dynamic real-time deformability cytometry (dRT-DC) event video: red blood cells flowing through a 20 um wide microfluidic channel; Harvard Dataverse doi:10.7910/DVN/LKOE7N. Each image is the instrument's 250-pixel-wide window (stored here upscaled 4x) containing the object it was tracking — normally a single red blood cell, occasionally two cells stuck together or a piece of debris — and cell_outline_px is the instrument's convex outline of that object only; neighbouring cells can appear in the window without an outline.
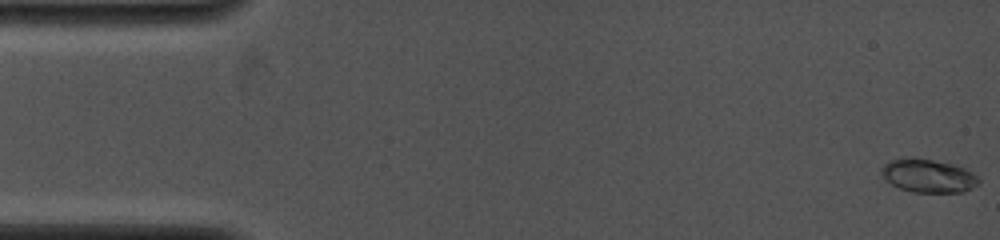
{"species": "common noctule bat (a hibernating species)", "species_latin": "Nyctalus noctula", "temperature_condition": "cold", "stored_images_in_passage": 16, "camera_frame_rate_fps": 4000, "um_per_image_px": 0.085, "animal": {"sex": "female", "body_mass_g": 19.0, "forearm_length_mm": 53.3}, "frame": {"image": 1, "passage_image": 1, "time_ms": 0.0, "image_size_px": [1000, 240], "cell_outline_px": [[980, 184], [964, 192], [912, 192], [900, 188], [892, 184], [884, 176], [880, 168], [884, 164], [892, 160], [912, 156], [956, 164], [972, 172], [980, 180]], "centroid_in_image_um": [78.94, 14.93], "position_along_channel_um": 6.1, "area_um2": 19.02}}
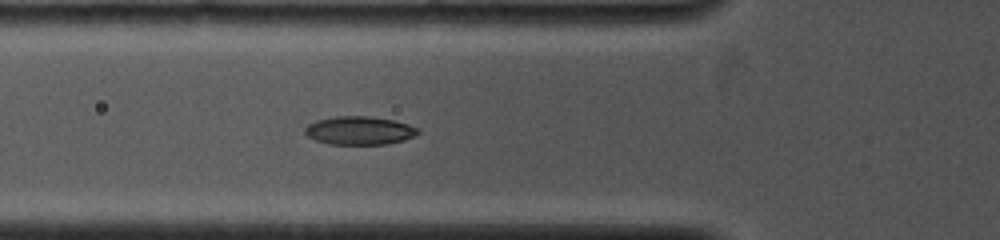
{"frame": {"image": 2, "passage_image": 13, "time_ms": 5.25, "image_size_px": [1000, 240], "cell_outline_px": [[420, 132], [416, 136], [404, 140], [384, 144], [328, 144], [316, 140], [308, 136], [304, 132], [304, 128], [308, 124], [316, 120], [336, 116], [368, 116], [392, 120], [408, 124], [420, 128]], "centroid_in_image_um": [30.56, 11.09], "position_along_channel_um": 95.2, "area_um2": 18.73}}
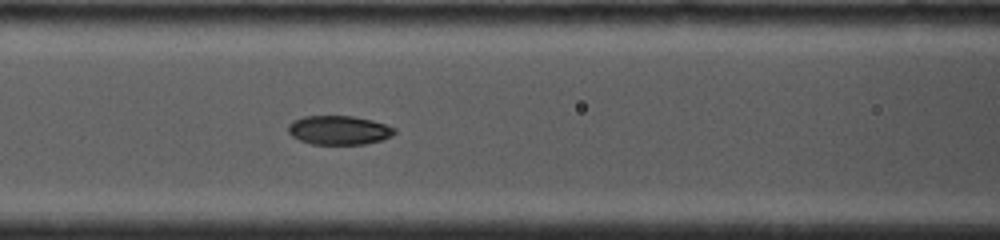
{"frame": {"image": 3, "passage_image": 16, "time_ms": 6.25, "image_size_px": [1000, 240], "cell_outline_px": [[396, 132], [392, 136], [380, 140], [364, 144], [312, 144], [300, 140], [292, 136], [288, 132], [288, 124], [292, 120], [304, 116], [352, 116], [372, 120], [396, 128]], "centroid_in_image_um": [28.79, 11.06], "position_along_channel_um": 137.8, "area_um2": 17.98}}